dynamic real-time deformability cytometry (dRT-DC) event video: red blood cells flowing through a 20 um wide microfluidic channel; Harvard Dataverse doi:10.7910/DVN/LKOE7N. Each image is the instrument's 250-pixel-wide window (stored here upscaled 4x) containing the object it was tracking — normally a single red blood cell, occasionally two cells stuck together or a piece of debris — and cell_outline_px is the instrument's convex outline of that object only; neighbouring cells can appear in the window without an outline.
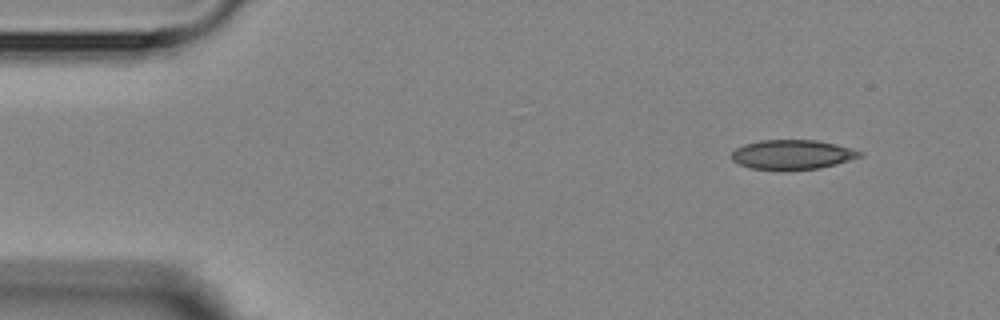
{"species": "Egyptian fruit bat (a non-hibernating species)", "species_latin": "Rousettus aegyptiacus", "temperature_condition": "room temperature", "stored_images_in_passage": 4, "camera_frame_rate_fps": 3000, "um_per_image_px": 0.085, "animal": {"sex": "female"}, "frame": {"image": 1, "passage_image": 1, "time_ms": 0.0, "image_size_px": [1000, 320], "cell_outline_px": [[864, 156], [836, 164], [820, 168], [752, 168], [740, 164], [732, 160], [732, 152], [736, 148], [744, 144], [760, 140], [816, 140], [836, 144], [864, 152]], "centroid_in_image_um": [67.39, 13.11], "position_along_channel_um": 17.6, "area_um2": 21.56}}
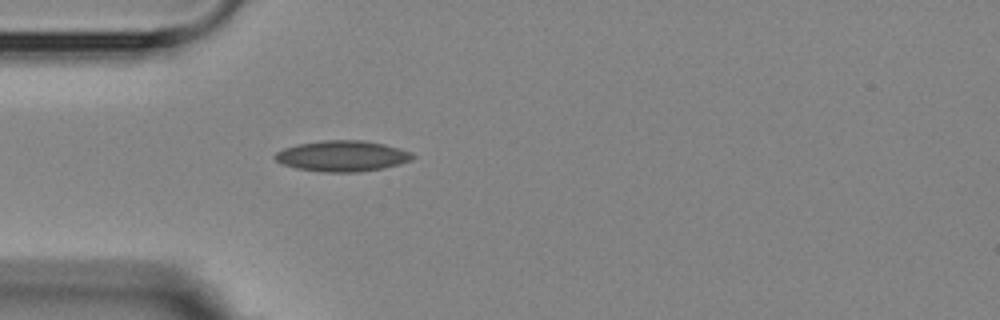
{"frame": {"image": 2, "passage_image": 4, "time_ms": 3.333, "image_size_px": [1000, 320], "cell_outline_px": [[416, 156], [412, 160], [400, 164], [384, 168], [356, 172], [324, 172], [296, 168], [284, 164], [276, 160], [272, 156], [276, 152], [284, 148], [296, 144], [324, 140], [364, 140], [384, 144], [400, 148], [412, 152]], "centroid_in_image_um": [29.12, 13.25], "position_along_channel_um": 55.9, "area_um2": 24.85}}